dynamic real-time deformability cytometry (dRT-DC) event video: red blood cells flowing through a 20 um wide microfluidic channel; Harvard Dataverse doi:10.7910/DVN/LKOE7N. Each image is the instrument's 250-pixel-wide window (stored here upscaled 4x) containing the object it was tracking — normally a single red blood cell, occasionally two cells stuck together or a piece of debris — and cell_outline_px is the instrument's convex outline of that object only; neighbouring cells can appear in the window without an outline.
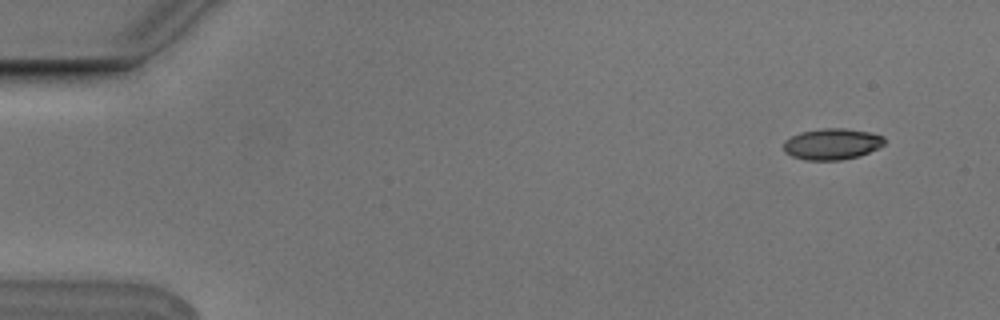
{"species": "Egyptian fruit bat (a non-hibernating species)", "species_latin": "Rousettus aegyptiacus", "temperature_condition": "cold", "stored_images_in_passage": 6, "camera_frame_rate_fps": 3000, "um_per_image_px": 0.085, "animal": {"sex": "male"}, "frame": {"image": 1, "passage_image": 1, "time_ms": 0.0, "image_size_px": [1000, 320], "cell_outline_px": [[884, 144], [860, 156], [840, 160], [804, 160], [792, 156], [784, 152], [784, 140], [800, 132], [824, 128], [844, 128], [872, 132], [884, 136]], "centroid_in_image_um": [70.71, 12.24], "position_along_channel_um": 14.3, "area_um2": 18.38}}